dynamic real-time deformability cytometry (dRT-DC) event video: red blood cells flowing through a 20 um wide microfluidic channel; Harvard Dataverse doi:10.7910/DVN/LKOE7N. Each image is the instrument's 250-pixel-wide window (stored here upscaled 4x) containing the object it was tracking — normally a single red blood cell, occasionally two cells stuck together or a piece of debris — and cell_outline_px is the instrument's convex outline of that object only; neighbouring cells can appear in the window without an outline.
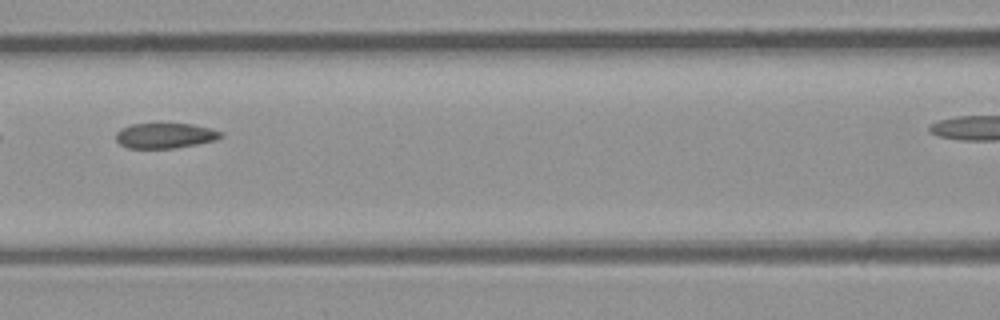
{"species": "common noctule bat (a hibernating species)", "species_latin": "Nyctalus noctula", "temperature_condition": "room temperature", "stored_images_in_passage": 5, "segment_of_instrument_passage": [1, 2], "camera_frame_rate_fps": 3000, "um_per_image_px": 0.085, "animal": {"sex": "male", "body_mass_g": 23.1, "forearm_length_mm": 52.7}, "frame": {"image": 1, "passage_image": 3, "time_ms": 2.333, "image_size_px": [1000, 320], "cell_outline_px": [[224, 136], [216, 140], [176, 148], [128, 148], [120, 144], [116, 140], [116, 132], [120, 128], [132, 124], [192, 124], [224, 132]], "centroid_in_image_um": [14.04, 11.53], "position_along_channel_um": 152.6, "area_um2": 15.43}}
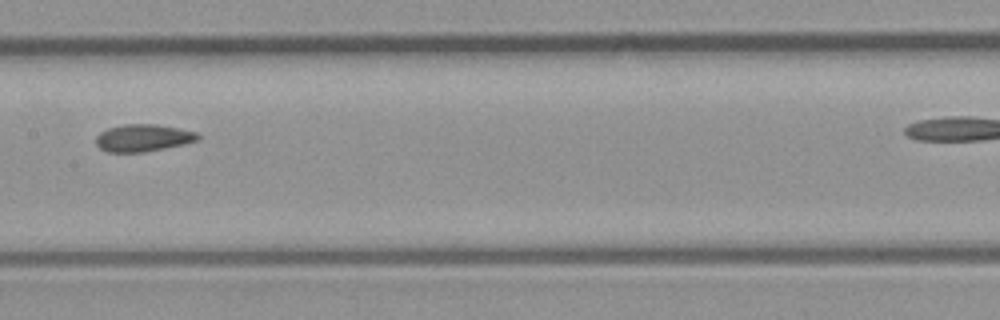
{"frame": {"image": 2, "passage_image": 4, "time_ms": 3.333, "image_size_px": [1000, 320], "cell_outline_px": [[200, 140], [184, 144], [144, 152], [108, 152], [100, 148], [96, 144], [96, 136], [100, 132], [108, 128], [124, 124], [156, 124], [196, 132], [200, 136]], "centroid_in_image_um": [12.16, 11.72], "position_along_channel_um": 195.2, "area_um2": 16.13}}